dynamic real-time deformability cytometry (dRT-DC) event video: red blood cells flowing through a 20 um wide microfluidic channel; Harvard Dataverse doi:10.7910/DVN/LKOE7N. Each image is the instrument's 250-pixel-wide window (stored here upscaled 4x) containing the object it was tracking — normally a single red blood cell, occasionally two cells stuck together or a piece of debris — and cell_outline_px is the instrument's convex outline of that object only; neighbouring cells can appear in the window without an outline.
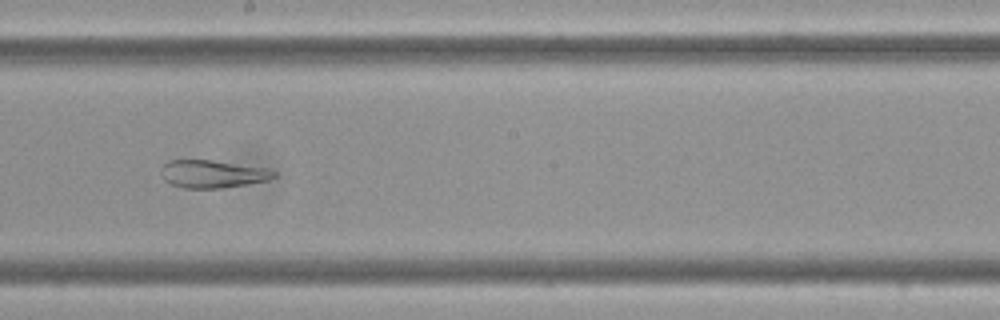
{"species": "Egyptian fruit bat (a non-hibernating species)", "species_latin": "Rousettus aegyptiacus", "temperature_condition": "cold", "stored_images_in_passage": 45, "camera_frame_rate_fps": 3000, "um_per_image_px": 0.085, "frame": {"image": 1, "passage_image": 20, "time_ms": 6.333, "image_size_px": [1000, 320], "cell_outline_px": [[276, 176], [268, 180], [248, 184], [220, 188], [184, 188], [172, 184], [164, 180], [164, 164], [168, 160], [212, 160], [268, 168], [276, 172]], "centroid_in_image_um": [18.13, 14.78], "position_along_channel_um": 230.1, "area_um2": 18.03}, "authors_computed_cell_mechanics": {"area_um2": 25.4898, "velocity_mm_per_s": 3.4788, "shape_relaxation_time_tau1_ms": null, "shape_relaxation_time_tau2_ms": 1.9309, "deformation_change_tau1": null, "deformation_change_tau2": 0.0716}}